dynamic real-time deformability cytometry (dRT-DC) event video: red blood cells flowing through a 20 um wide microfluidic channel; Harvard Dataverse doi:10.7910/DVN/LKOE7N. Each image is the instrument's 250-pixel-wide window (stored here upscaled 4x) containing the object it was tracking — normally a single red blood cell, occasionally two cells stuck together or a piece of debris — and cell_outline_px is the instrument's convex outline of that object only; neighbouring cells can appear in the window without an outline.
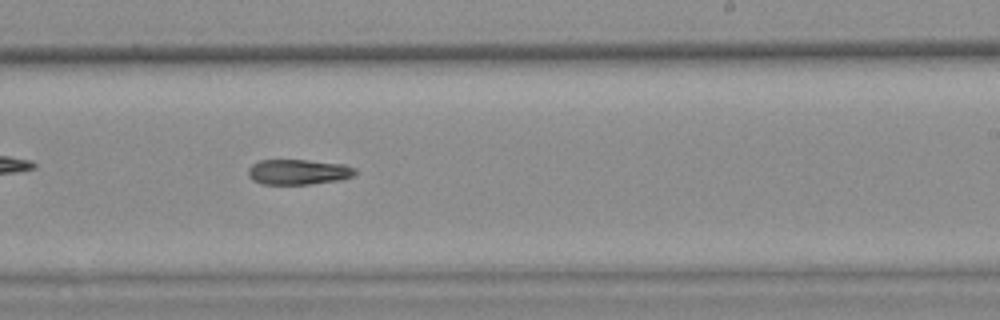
{"species": "common noctule bat (a hibernating species)", "species_latin": "Nyctalus noctula", "temperature_condition": "warm", "stored_images_in_passage": 31, "camera_frame_rate_fps": 3000, "um_per_image_px": 0.085, "animal": {"sex": "female", "body_mass_g": 25.1}, "frame": {"image": 1, "passage_image": 18, "time_ms": 5.667, "image_size_px": [1000, 320], "cell_outline_px": [[356, 172], [352, 176], [340, 180], [308, 184], [260, 184], [252, 180], [248, 176], [248, 168], [252, 164], [260, 160], [308, 160], [344, 164], [356, 168]], "centroid_in_image_um": [25.33, 14.61], "position_along_channel_um": 263.7, "area_um2": 15.84}}